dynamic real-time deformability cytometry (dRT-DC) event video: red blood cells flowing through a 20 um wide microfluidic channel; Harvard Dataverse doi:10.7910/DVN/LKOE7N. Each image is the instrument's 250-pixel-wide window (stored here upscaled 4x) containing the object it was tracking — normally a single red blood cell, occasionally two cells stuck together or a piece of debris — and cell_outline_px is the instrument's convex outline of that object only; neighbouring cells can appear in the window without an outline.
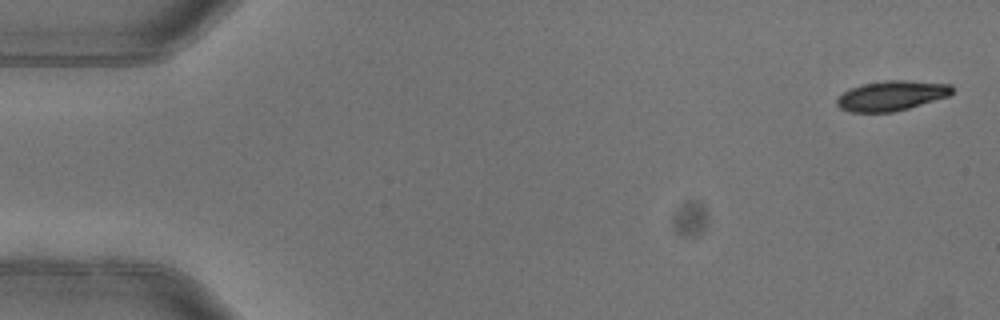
{"species": "common noctule bat (a hibernating species)", "species_latin": "Nyctalus noctula", "temperature_condition": "warm", "stored_images_in_passage": 4, "camera_frame_rate_fps": 3000, "um_per_image_px": 0.085, "animal": {"sex": "female"}, "frame": {"image": 1, "passage_image": 1, "time_ms": 0.0, "image_size_px": [1000, 320], "cell_outline_px": [[952, 92], [948, 96], [908, 108], [892, 112], [848, 112], [840, 108], [836, 104], [836, 100], [848, 88], [860, 84], [884, 80], [904, 80], [952, 84]], "centroid_in_image_um": [75.74, 8.12], "position_along_channel_um": 9.3, "area_um2": 20.11}}
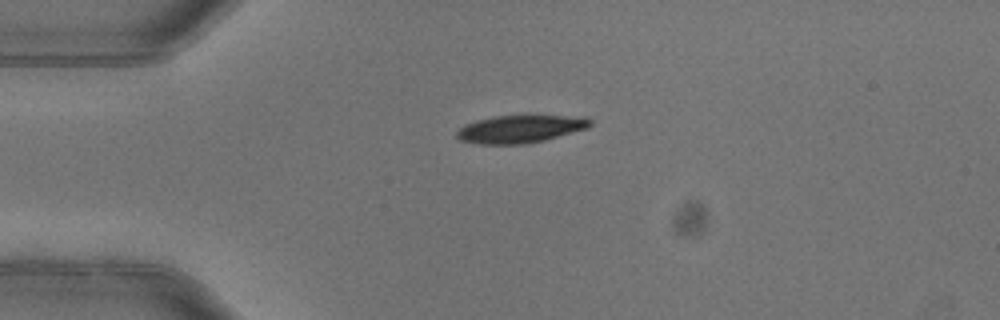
{"frame": {"image": 2, "passage_image": 4, "time_ms": 1.0, "image_size_px": [1000, 320], "cell_outline_px": [[592, 124], [588, 128], [544, 140], [528, 144], [480, 144], [460, 140], [456, 136], [456, 132], [464, 124], [476, 120], [492, 116], [584, 116], [592, 120]], "centroid_in_image_um": [44.22, 10.96], "position_along_channel_um": 40.8, "area_um2": 21.56}}